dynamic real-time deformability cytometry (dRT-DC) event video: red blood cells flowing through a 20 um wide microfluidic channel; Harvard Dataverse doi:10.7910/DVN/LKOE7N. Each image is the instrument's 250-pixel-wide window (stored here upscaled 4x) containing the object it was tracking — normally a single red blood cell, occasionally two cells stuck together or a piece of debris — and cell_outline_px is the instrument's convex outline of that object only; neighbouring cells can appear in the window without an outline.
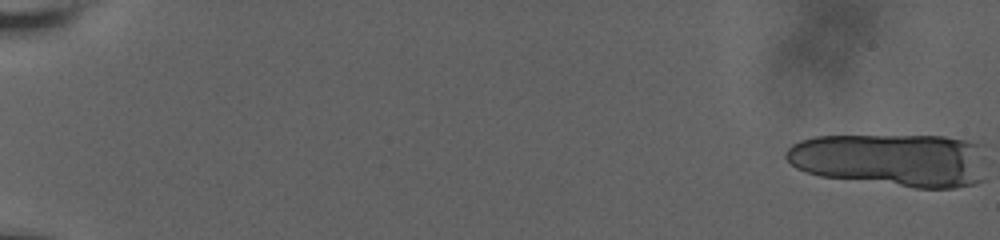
{"species": "human", "species_latin": "Homo sapiens", "temperature_condition": "room temperature", "stored_images_in_passage": 15, "camera_frame_rate_fps": 3000, "um_per_image_px": 0.085, "donor": {"sex": "male"}, "frame": {"image": 1, "passage_image": 1, "time_ms": 0.0, "image_size_px": [1000, 240], "cell_outline_px": [[984, 180], [976, 184], [956, 188], [916, 188], [820, 176], [796, 168], [784, 156], [784, 152], [792, 144], [800, 140], [816, 136], [944, 136], [984, 144]], "centroid_in_image_um": [75.84, 13.59], "position_along_channel_um": 9.2, "area_um2": 62.89}}